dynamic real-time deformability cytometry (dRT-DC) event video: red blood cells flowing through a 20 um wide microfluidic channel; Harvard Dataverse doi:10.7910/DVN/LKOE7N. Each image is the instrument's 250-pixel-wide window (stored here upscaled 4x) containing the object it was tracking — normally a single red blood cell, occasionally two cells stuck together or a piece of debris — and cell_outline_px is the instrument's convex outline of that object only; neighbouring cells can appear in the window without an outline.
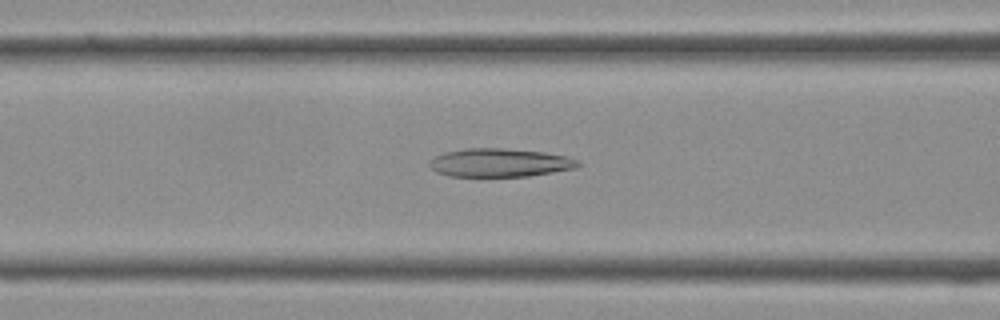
{"species": "Egyptian fruit bat (a non-hibernating species)", "species_latin": "Rousettus aegyptiacus", "temperature_condition": "cold", "stored_images_in_passage": 38, "camera_frame_rate_fps": 3000, "um_per_image_px": 0.085, "frame": {"image": 1, "passage_image": 14, "time_ms": 4.333, "image_size_px": [1000, 320], "cell_outline_px": [[580, 164], [576, 168], [528, 176], [448, 176], [436, 172], [428, 164], [428, 160], [444, 152], [464, 148], [504, 148], [544, 152], [568, 156], [580, 160]], "centroid_in_image_um": [42.47, 13.82], "position_along_channel_um": 124.1, "area_um2": 24.74}}
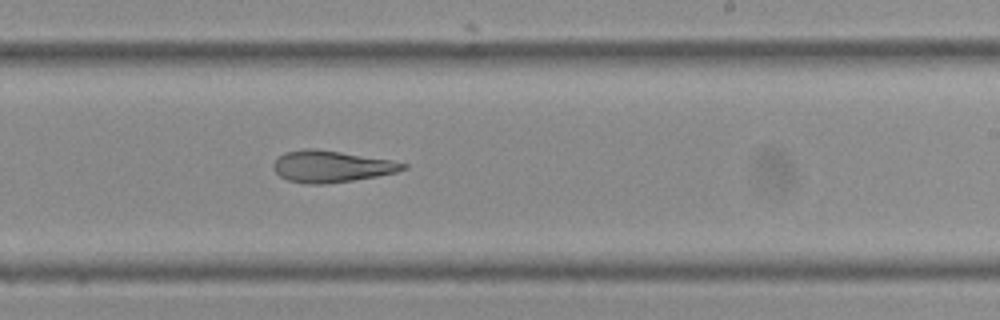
{"frame": {"image": 2, "passage_image": 22, "time_ms": 7.0, "image_size_px": [1000, 320], "cell_outline_px": [[408, 168], [396, 172], [376, 176], [352, 180], [324, 184], [308, 184], [288, 180], [280, 176], [272, 168], [272, 164], [276, 156], [284, 152], [304, 148], [316, 148], [392, 160], [408, 164]], "centroid_in_image_um": [28.12, 14.13], "position_along_channel_um": 260.9, "area_um2": 24.04}}
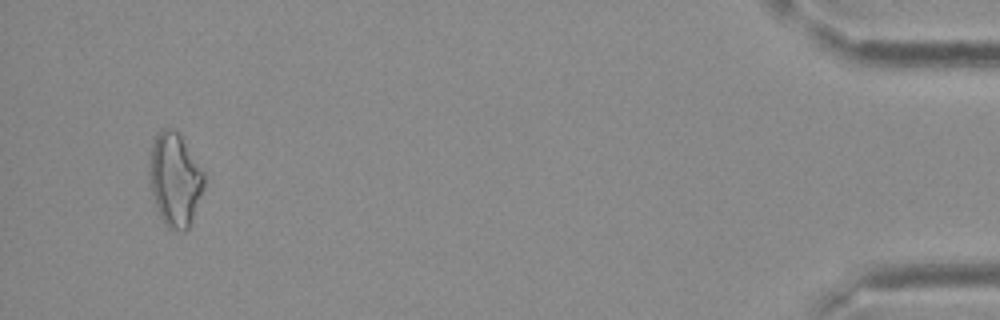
{"frame": {"image": 3, "passage_image": 36, "time_ms": 11.667, "image_size_px": [1000, 320], "cell_outline_px": [[204, 188], [188, 228], [184, 232], [180, 232], [168, 228], [164, 224], [160, 216], [152, 192], [148, 176], [148, 164], [152, 144], [156, 132], [160, 128], [172, 128], [180, 136], [204, 172]], "centroid_in_image_um": [14.84, 15.26], "position_along_channel_um": 420.4, "area_um2": 29.71}}